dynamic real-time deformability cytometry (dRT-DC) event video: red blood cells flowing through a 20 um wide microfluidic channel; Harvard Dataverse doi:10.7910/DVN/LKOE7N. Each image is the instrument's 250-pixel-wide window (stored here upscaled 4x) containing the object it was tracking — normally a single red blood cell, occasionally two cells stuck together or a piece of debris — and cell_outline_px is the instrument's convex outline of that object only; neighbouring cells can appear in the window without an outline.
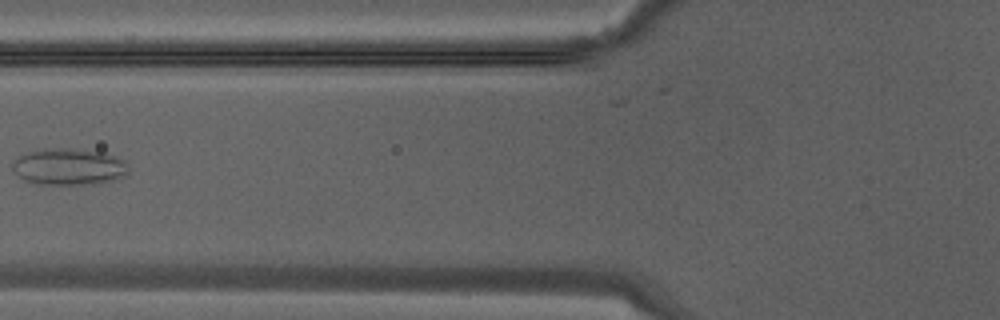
{"species": "Egyptian fruit bat (a non-hibernating species)", "species_latin": "Rousettus aegyptiacus", "temperature_condition": "warm", "stored_images_in_passage": 25, "camera_frame_rate_fps": 3000, "um_per_image_px": 0.085, "animal": {"sex": "male"}, "frame": {"image": 1, "passage_image": 3, "time_ms": 0.667, "image_size_px": [1000, 320], "cell_outline_px": [[128, 176], [120, 180], [96, 184], [36, 184], [24, 180], [12, 168], [12, 164], [20, 156], [28, 152], [44, 148], [64, 148], [104, 152], [128, 160]], "centroid_in_image_um": [5.96, 14.18], "position_along_channel_um": 119.8, "area_um2": 25.2}}